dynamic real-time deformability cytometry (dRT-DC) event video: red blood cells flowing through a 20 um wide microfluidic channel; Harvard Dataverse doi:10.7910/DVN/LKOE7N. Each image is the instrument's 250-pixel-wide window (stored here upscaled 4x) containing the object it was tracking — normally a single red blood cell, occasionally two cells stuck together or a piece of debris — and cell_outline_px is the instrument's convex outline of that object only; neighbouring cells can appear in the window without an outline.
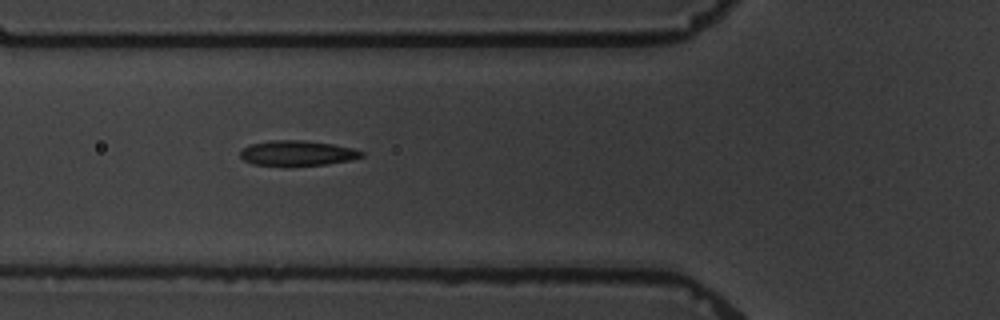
{"species": "common noctule bat (a hibernating species)", "species_latin": "Nyctalus noctula", "temperature_condition": "warm", "stored_images_in_passage": 7, "camera_frame_rate_fps": 3000, "um_per_image_px": 0.085, "animal": {"sex": "male", "body_mass_g": 19.5, "forearm_length_mm": 54.6}, "frame": {"image": 1, "passage_image": 5, "time_ms": 5.333, "image_size_px": [1000, 320], "cell_outline_px": [[364, 156], [352, 160], [324, 164], [288, 168], [252, 164], [244, 160], [240, 156], [240, 152], [248, 144], [272, 140], [304, 140], [332, 144], [352, 148], [364, 152]], "centroid_in_image_um": [25.24, 13.05], "position_along_channel_um": 100.6, "area_um2": 18.38}}
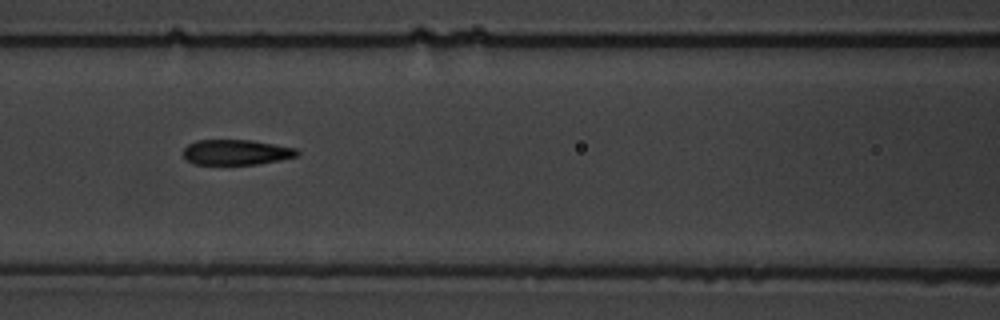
{"frame": {"image": 2, "passage_image": 6, "time_ms": 6.667, "image_size_px": [1000, 320], "cell_outline_px": [[300, 152], [296, 156], [280, 160], [256, 164], [196, 164], [188, 160], [184, 156], [184, 148], [188, 144], [196, 140], [252, 140], [296, 148]], "centroid_in_image_um": [20.09, 12.93], "position_along_channel_um": 146.5, "area_um2": 16.65}}
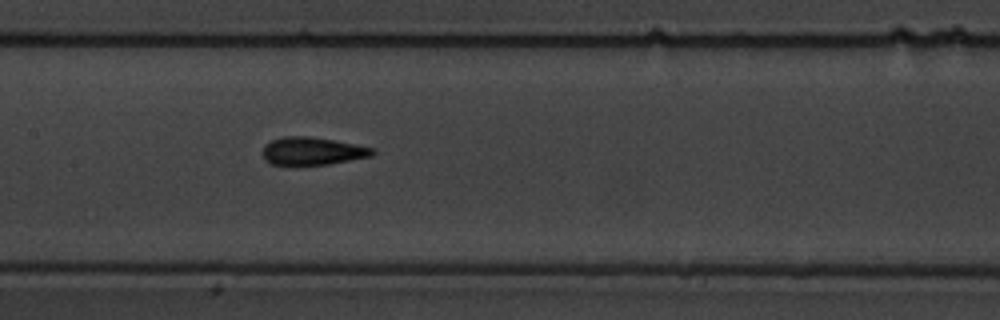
{"frame": {"image": 3, "passage_image": 7, "time_ms": 7.667, "image_size_px": [1000, 320], "cell_outline_px": [[376, 152], [372, 156], [328, 164], [272, 164], [264, 160], [264, 144], [272, 140], [284, 136], [308, 136], [356, 144], [376, 148]], "centroid_in_image_um": [26.59, 12.83], "position_along_channel_um": 180.8, "area_um2": 17.63}}